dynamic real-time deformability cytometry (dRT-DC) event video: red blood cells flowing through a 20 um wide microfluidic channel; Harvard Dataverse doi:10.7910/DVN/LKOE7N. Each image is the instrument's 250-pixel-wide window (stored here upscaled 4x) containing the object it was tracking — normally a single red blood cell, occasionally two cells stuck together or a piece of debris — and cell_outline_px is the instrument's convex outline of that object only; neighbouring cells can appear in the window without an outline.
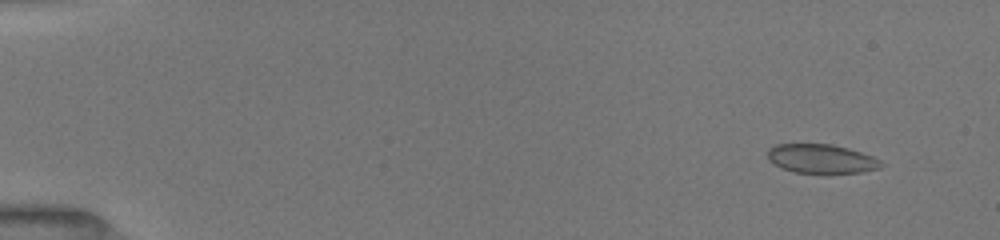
{"species": "common noctule bat (a hibernating species)", "species_latin": "Nyctalus noctula", "temperature_condition": "room temperature", "stored_images_in_passage": 12, "camera_frame_rate_fps": 3000, "um_per_image_px": 0.085, "animal": {"sex": "female", "body_mass_g": 19.5, "forearm_length_mm": 54.1}, "frame": {"image": 1, "passage_image": 4, "time_ms": 1.333, "image_size_px": [1000, 240], "cell_outline_px": [[884, 164], [880, 168], [860, 172], [792, 172], [780, 168], [772, 164], [768, 160], [768, 148], [776, 144], [832, 144], [848, 148], [872, 156], [880, 160]], "centroid_in_image_um": [69.77, 13.48], "position_along_channel_um": 15.2, "area_um2": 19.13}}